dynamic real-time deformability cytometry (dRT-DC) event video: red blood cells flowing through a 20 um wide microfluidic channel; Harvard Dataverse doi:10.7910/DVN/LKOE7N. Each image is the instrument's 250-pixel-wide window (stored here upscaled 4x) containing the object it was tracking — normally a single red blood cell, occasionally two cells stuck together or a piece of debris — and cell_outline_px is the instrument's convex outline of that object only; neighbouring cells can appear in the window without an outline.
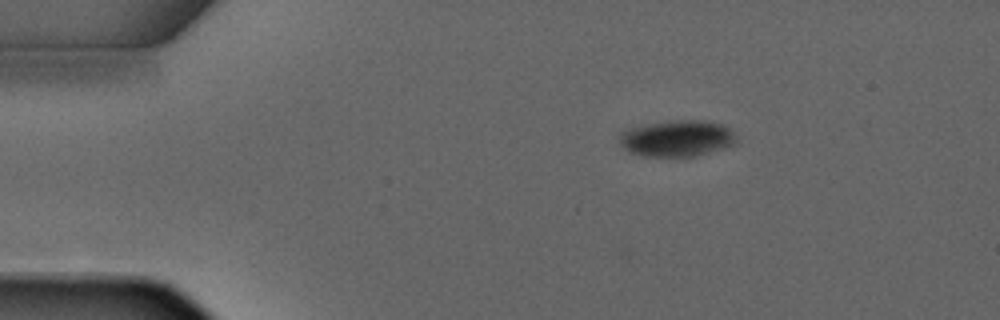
{"species": "common noctule bat (a hibernating species)", "species_latin": "Nyctalus noctula", "temperature_condition": "warm", "stored_images_in_passage": 2, "camera_frame_rate_fps": 3000, "um_per_image_px": 0.085, "animal": {"sex": "male", "forearm_length_mm": 52.5}, "frame": {"image": 1, "passage_image": 1, "time_ms": 0.0, "image_size_px": [1000, 320], "cell_outline_px": [[736, 144], [692, 156], [644, 156], [632, 152], [624, 148], [620, 144], [620, 132], [628, 128], [648, 124], [672, 120], [708, 120], [724, 124], [736, 136]], "centroid_in_image_um": [57.55, 11.74], "position_along_channel_um": 27.4, "area_um2": 24.57}}